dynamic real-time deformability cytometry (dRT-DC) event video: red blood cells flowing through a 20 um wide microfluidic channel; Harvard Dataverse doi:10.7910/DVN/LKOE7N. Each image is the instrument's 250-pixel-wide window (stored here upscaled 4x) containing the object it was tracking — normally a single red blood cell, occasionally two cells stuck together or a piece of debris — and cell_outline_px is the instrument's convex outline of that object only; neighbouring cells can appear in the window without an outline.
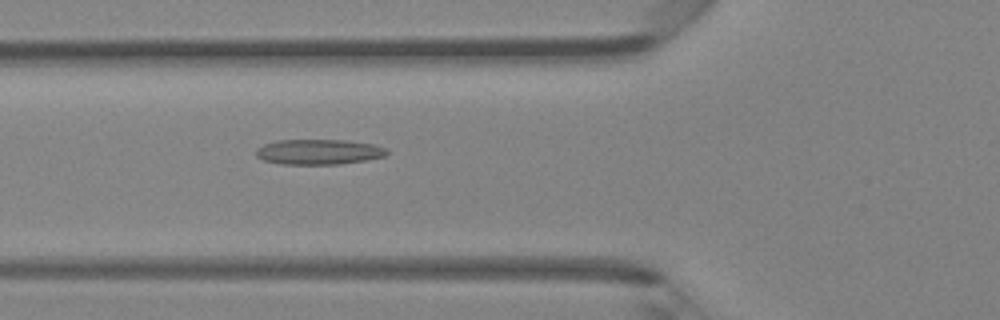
{"species": "Egyptian fruit bat (a non-hibernating species)", "species_latin": "Rousettus aegyptiacus", "temperature_condition": "room temperature", "stored_images_in_passage": 48, "camera_frame_rate_fps": 3000, "um_per_image_px": 0.085, "animal": {"sex": "female"}, "frame": {"image": 1, "passage_image": 18, "time_ms": 5.667, "image_size_px": [1000, 320], "cell_outline_px": [[388, 152], [384, 156], [364, 160], [340, 164], [280, 164], [264, 160], [256, 156], [256, 148], [264, 144], [276, 140], [344, 140], [372, 144], [384, 148]], "centroid_in_image_um": [27.03, 12.91], "position_along_channel_um": 98.8, "area_um2": 19.07}}
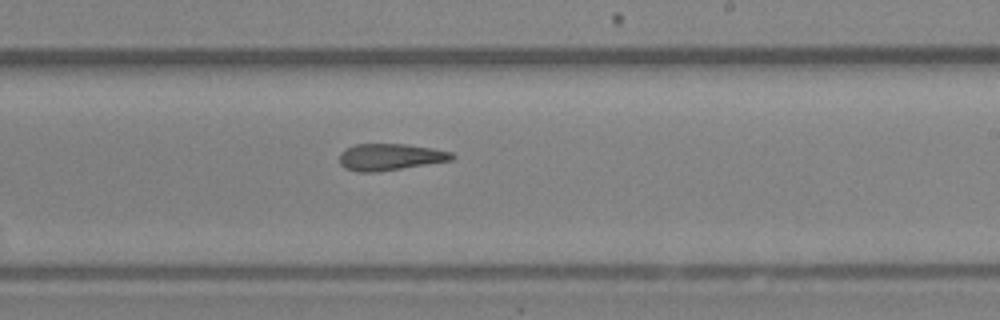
{"frame": {"image": 2, "passage_image": 29, "time_ms": 9.333, "image_size_px": [1000, 320], "cell_outline_px": [[456, 156], [452, 160], [380, 172], [356, 172], [344, 168], [340, 164], [340, 152], [356, 144], [404, 144], [432, 148], [452, 152]], "centroid_in_image_um": [33.16, 13.35], "position_along_channel_um": 255.8, "area_um2": 17.57}}
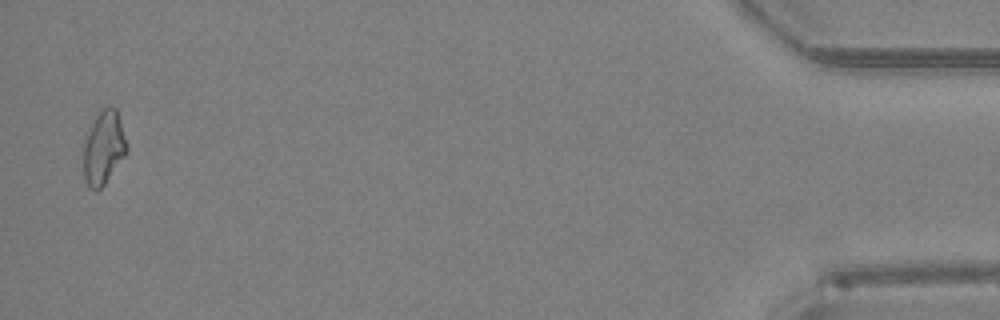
{"frame": {"image": 3, "passage_image": 47, "time_ms": 15.333, "image_size_px": [1000, 320], "cell_outline_px": [[128, 152], [104, 184], [96, 192], [88, 188], [84, 180], [84, 140], [96, 116], [104, 108], [116, 108], [128, 144]], "centroid_in_image_um": [8.82, 12.61], "position_along_channel_um": 426.4, "area_um2": 18.44}, "authors_computed_cell_mechanics": {"area_um2": 18.5249, "velocity_mm_per_s": 4.2982, "shape_relaxation_time_tau1_ms": null, "shape_relaxation_time_tau2_ms": 5.2833, "deformation_change_tau1": null, "deformation_change_tau2": 0.1689}}